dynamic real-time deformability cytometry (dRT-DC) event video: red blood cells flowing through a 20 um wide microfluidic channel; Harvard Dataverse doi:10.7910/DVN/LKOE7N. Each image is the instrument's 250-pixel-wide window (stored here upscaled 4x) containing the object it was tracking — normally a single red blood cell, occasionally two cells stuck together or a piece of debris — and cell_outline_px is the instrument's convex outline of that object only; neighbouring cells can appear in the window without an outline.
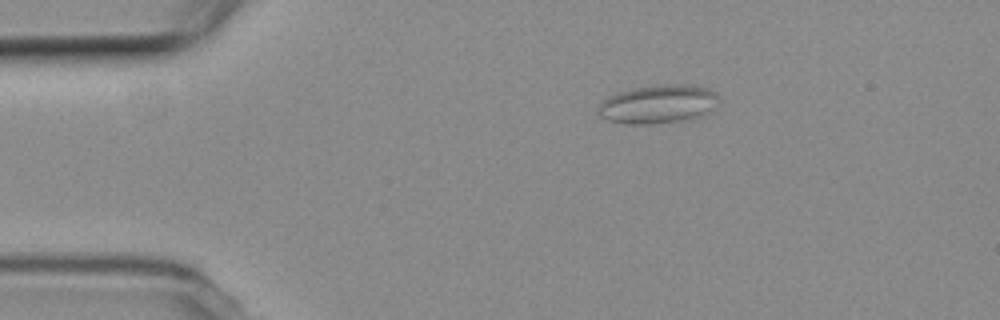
{"species": "common noctule bat (a hibernating species)", "species_latin": "Nyctalus noctula", "temperature_condition": "room temperature", "stored_images_in_passage": 38, "camera_frame_rate_fps": 3000, "um_per_image_px": 0.085, "animal": {"sex": "female", "body_mass_g": 19.3, "forearm_length_mm": 54.1}, "frame": {"image": 1, "passage_image": 2, "time_ms": 0.333, "image_size_px": [1000, 320], "cell_outline_px": [[720, 104], [708, 112], [700, 116], [684, 120], [648, 124], [628, 124], [608, 120], [600, 116], [596, 112], [600, 104], [608, 96], [616, 92], [632, 88], [656, 84], [692, 84], [708, 88], [716, 92], [720, 96]], "centroid_in_image_um": [55.98, 8.83], "position_along_channel_um": 29.0, "area_um2": 27.63}}
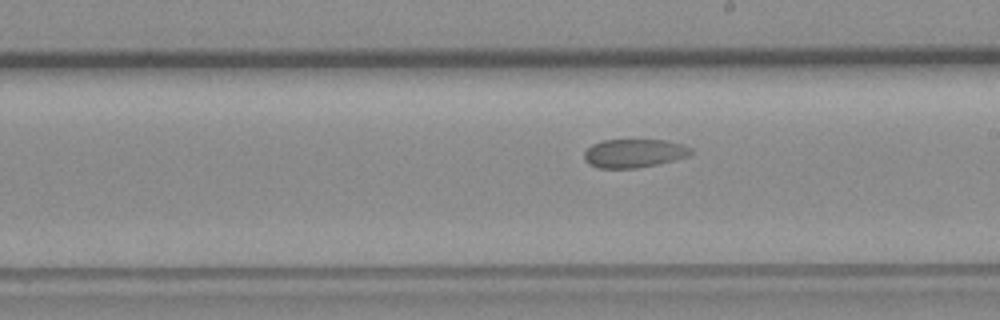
{"frame": {"image": 2, "passage_image": 23, "time_ms": 7.333, "image_size_px": [1000, 320], "cell_outline_px": [[692, 152], [688, 156], [656, 164], [636, 168], [600, 168], [588, 164], [584, 160], [584, 152], [592, 144], [600, 140], [664, 140], [684, 144], [692, 148]], "centroid_in_image_um": [53.87, 13.02], "position_along_channel_um": 235.1, "area_um2": 17.74}}
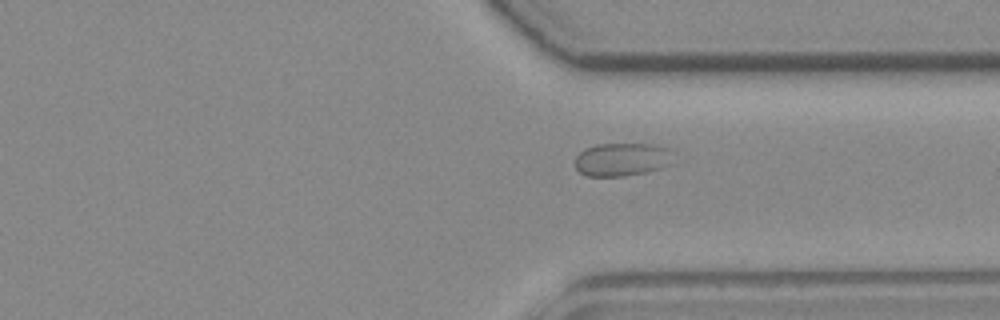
{"frame": {"image": 3, "passage_image": 33, "time_ms": 10.667, "image_size_px": [1000, 320], "cell_outline_px": [[672, 164], [648, 172], [624, 176], [588, 176], [580, 172], [576, 168], [576, 156], [584, 148], [596, 144], [652, 144], [668, 148]], "centroid_in_image_um": [52.84, 13.55], "position_along_channel_um": 358.6, "area_um2": 18.96}}